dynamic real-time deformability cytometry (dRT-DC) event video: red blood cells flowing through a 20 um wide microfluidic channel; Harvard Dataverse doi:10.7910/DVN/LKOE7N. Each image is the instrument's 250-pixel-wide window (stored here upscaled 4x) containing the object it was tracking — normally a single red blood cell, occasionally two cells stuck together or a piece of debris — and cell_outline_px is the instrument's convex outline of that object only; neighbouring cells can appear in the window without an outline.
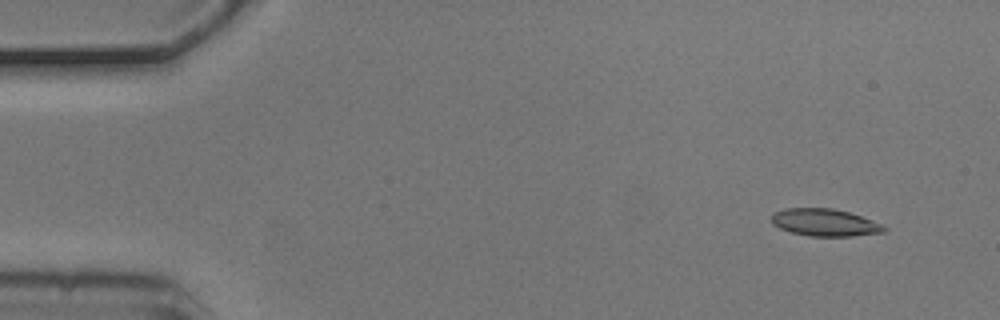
{"species": "common noctule bat (a hibernating species)", "species_latin": "Nyctalus noctula", "temperature_condition": "cold", "stored_images_in_passage": 5, "camera_frame_rate_fps": 3000, "um_per_image_px": 0.085, "animal": {"sex": "male", "body_mass_g": 20.5, "forearm_length_mm": 52.5}, "frame": {"image": 1, "passage_image": 1, "time_ms": 0.0, "image_size_px": [1000, 320], "cell_outline_px": [[888, 228], [884, 232], [852, 236], [808, 236], [792, 232], [780, 228], [772, 224], [772, 212], [784, 208], [832, 208], [848, 212], [884, 224]], "centroid_in_image_um": [70.11, 18.91], "position_along_channel_um": 14.9, "area_um2": 17.98}}